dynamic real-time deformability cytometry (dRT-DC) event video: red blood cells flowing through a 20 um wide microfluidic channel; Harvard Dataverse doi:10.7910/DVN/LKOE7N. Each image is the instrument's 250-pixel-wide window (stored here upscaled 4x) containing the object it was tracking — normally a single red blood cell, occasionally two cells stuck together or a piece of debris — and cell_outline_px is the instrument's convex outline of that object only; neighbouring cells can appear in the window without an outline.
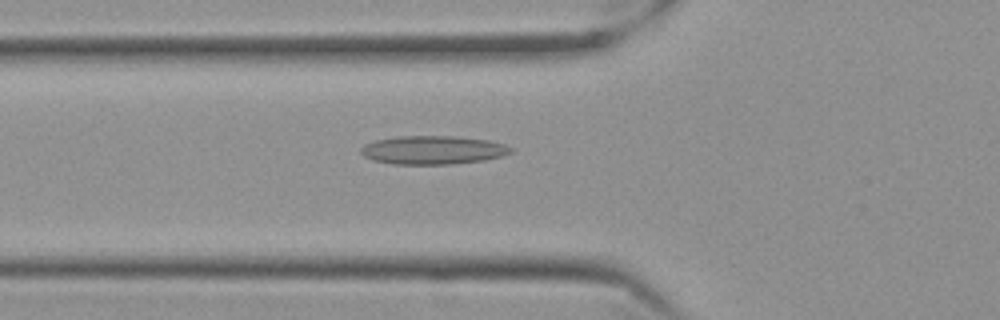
{"species": "Egyptian fruit bat (a non-hibernating species)", "species_latin": "Rousettus aegyptiacus", "temperature_condition": "cold", "stored_images_in_passage": 39, "camera_frame_rate_fps": 3000, "um_per_image_px": 0.085, "frame": {"image": 1, "passage_image": 8, "time_ms": 2.333, "image_size_px": [1000, 320], "cell_outline_px": [[512, 152], [500, 156], [484, 160], [452, 164], [392, 164], [372, 160], [364, 156], [360, 152], [360, 148], [364, 144], [376, 140], [396, 136], [456, 136], [488, 140], [504, 144], [512, 148]], "centroid_in_image_um": [36.76, 12.75], "position_along_channel_um": 89.0, "area_um2": 24.97}}
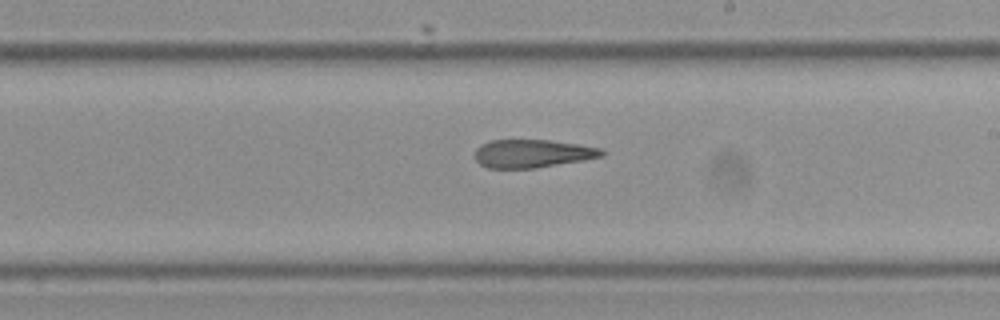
{"frame": {"image": 2, "passage_image": 21, "time_ms": 6.667, "image_size_px": [1000, 320], "cell_outline_px": [[604, 156], [584, 160], [536, 168], [488, 168], [480, 164], [476, 160], [476, 148], [480, 144], [492, 140], [548, 140], [604, 148]], "centroid_in_image_um": [45.27, 13.05], "position_along_channel_um": 243.7, "area_um2": 20.81}}
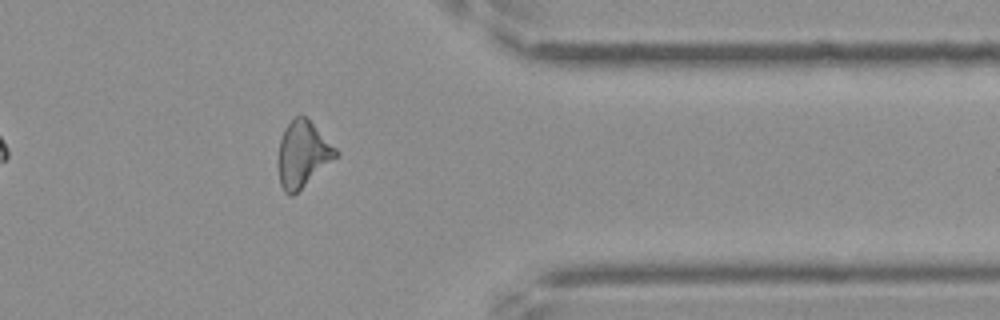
{"frame": {"image": 3, "passage_image": 34, "time_ms": 11.0, "image_size_px": [1000, 320], "cell_outline_px": [[340, 152], [336, 156], [292, 196], [288, 196], [284, 192], [280, 184], [280, 136], [284, 128], [296, 116], [304, 116]], "centroid_in_image_um": [25.72, 13.11], "position_along_channel_um": 385.7, "area_um2": 21.15}, "authors_computed_cell_mechanics": {"area_um2": 22.0796, "velocity_mm_per_s": 3.5487, "shape_relaxation_time_tau1_ms": null, "shape_relaxation_time_tau2_ms": 5.6113, "deformation_change_tau1": null, "deformation_change_tau2": 0.1588}}